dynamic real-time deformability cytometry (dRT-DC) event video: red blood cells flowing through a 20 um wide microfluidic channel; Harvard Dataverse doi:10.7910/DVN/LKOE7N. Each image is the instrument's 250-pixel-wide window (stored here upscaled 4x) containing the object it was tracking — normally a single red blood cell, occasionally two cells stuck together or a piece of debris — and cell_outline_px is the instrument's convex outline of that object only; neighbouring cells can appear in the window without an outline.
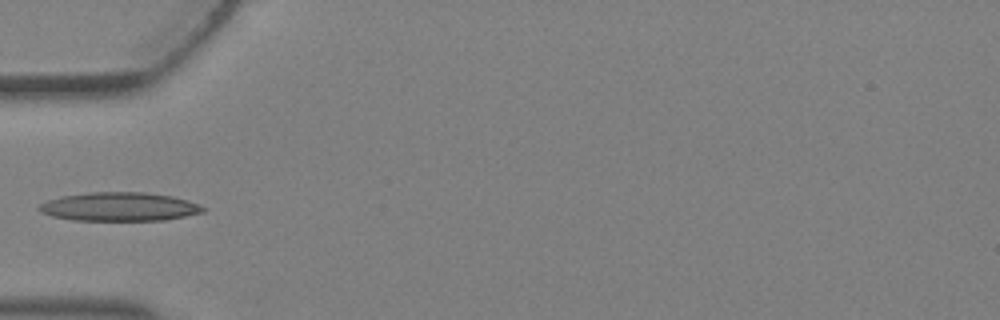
{"species": "Egyptian fruit bat (a non-hibernating species)", "species_latin": "Rousettus aegyptiacus", "temperature_condition": "warm", "stored_images_in_passage": 4, "camera_frame_rate_fps": 3000, "um_per_image_px": 0.085, "animal": {"sex": "female"}, "frame": {"image": 1, "passage_image": 4, "time_ms": 1.0, "image_size_px": [1000, 320], "cell_outline_px": [[208, 208], [204, 212], [164, 220], [72, 220], [52, 216], [40, 212], [36, 208], [40, 204], [48, 200], [60, 196], [88, 192], [144, 192], [172, 196], [188, 200], [200, 204]], "centroid_in_image_um": [10.15, 17.56], "position_along_channel_um": 74.9, "area_um2": 27.57}}